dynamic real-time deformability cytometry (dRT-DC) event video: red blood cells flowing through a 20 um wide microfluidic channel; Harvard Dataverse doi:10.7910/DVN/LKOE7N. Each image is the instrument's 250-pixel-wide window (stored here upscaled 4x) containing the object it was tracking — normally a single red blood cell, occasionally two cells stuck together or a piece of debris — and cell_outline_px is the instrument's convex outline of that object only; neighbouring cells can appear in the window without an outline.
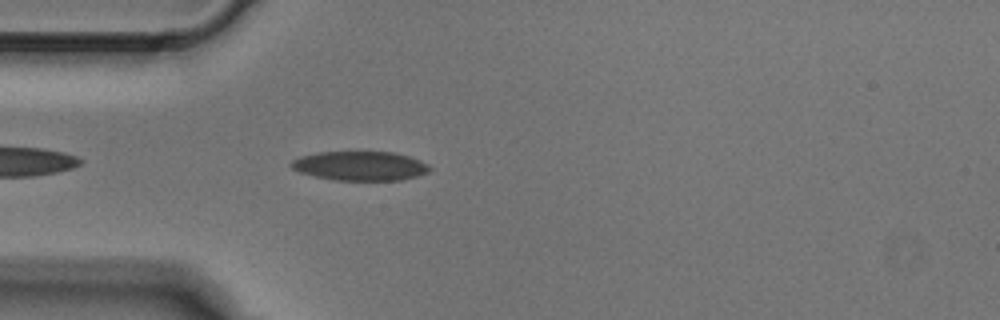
{"species": "Egyptian fruit bat (a non-hibernating species)", "species_latin": "Rousettus aegyptiacus", "temperature_condition": "cold", "stored_images_in_passage": 3, "camera_frame_rate_fps": 3000, "um_per_image_px": 0.085, "animal": {"sex": "male"}, "frame": {"image": 1, "passage_image": 3, "time_ms": 0.667, "image_size_px": [1000, 320], "cell_outline_px": [[432, 168], [428, 172], [416, 176], [400, 180], [336, 180], [316, 176], [300, 172], [292, 168], [288, 164], [292, 160], [300, 156], [320, 152], [392, 152], [408, 156], [420, 160], [428, 164]], "centroid_in_image_um": [30.61, 14.1], "position_along_channel_um": 54.4, "area_um2": 23.47}}